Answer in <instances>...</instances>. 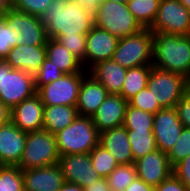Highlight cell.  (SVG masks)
<instances>
[{
  "mask_svg": "<svg viewBox=\"0 0 190 191\" xmlns=\"http://www.w3.org/2000/svg\"><path fill=\"white\" fill-rule=\"evenodd\" d=\"M48 38L86 35L94 25L93 9L73 0H52L40 17Z\"/></svg>",
  "mask_w": 190,
  "mask_h": 191,
  "instance_id": "6da1fadb",
  "label": "cell"
},
{
  "mask_svg": "<svg viewBox=\"0 0 190 191\" xmlns=\"http://www.w3.org/2000/svg\"><path fill=\"white\" fill-rule=\"evenodd\" d=\"M152 65L184 77L190 74V35L153 33Z\"/></svg>",
  "mask_w": 190,
  "mask_h": 191,
  "instance_id": "7a4b0ae2",
  "label": "cell"
},
{
  "mask_svg": "<svg viewBox=\"0 0 190 191\" xmlns=\"http://www.w3.org/2000/svg\"><path fill=\"white\" fill-rule=\"evenodd\" d=\"M55 137L60 156L88 154L99 144L100 133L91 116L78 115L68 127L55 133Z\"/></svg>",
  "mask_w": 190,
  "mask_h": 191,
  "instance_id": "3957f363",
  "label": "cell"
},
{
  "mask_svg": "<svg viewBox=\"0 0 190 191\" xmlns=\"http://www.w3.org/2000/svg\"><path fill=\"white\" fill-rule=\"evenodd\" d=\"M94 26L124 38L144 29L128 10L126 3L104 0L93 9Z\"/></svg>",
  "mask_w": 190,
  "mask_h": 191,
  "instance_id": "277c9868",
  "label": "cell"
},
{
  "mask_svg": "<svg viewBox=\"0 0 190 191\" xmlns=\"http://www.w3.org/2000/svg\"><path fill=\"white\" fill-rule=\"evenodd\" d=\"M112 59L127 69L152 65L153 32L144 28L136 34L120 38Z\"/></svg>",
  "mask_w": 190,
  "mask_h": 191,
  "instance_id": "5b68a950",
  "label": "cell"
},
{
  "mask_svg": "<svg viewBox=\"0 0 190 191\" xmlns=\"http://www.w3.org/2000/svg\"><path fill=\"white\" fill-rule=\"evenodd\" d=\"M59 158L55 134L45 130L27 132L23 156L17 166L22 170L46 167L58 164Z\"/></svg>",
  "mask_w": 190,
  "mask_h": 191,
  "instance_id": "8992f818",
  "label": "cell"
},
{
  "mask_svg": "<svg viewBox=\"0 0 190 191\" xmlns=\"http://www.w3.org/2000/svg\"><path fill=\"white\" fill-rule=\"evenodd\" d=\"M36 91L34 75L13 69L0 59V99L9 109L34 96Z\"/></svg>",
  "mask_w": 190,
  "mask_h": 191,
  "instance_id": "52a82bcc",
  "label": "cell"
},
{
  "mask_svg": "<svg viewBox=\"0 0 190 191\" xmlns=\"http://www.w3.org/2000/svg\"><path fill=\"white\" fill-rule=\"evenodd\" d=\"M147 87L162 108H173L186 93L185 77L152 66Z\"/></svg>",
  "mask_w": 190,
  "mask_h": 191,
  "instance_id": "ba28073f",
  "label": "cell"
},
{
  "mask_svg": "<svg viewBox=\"0 0 190 191\" xmlns=\"http://www.w3.org/2000/svg\"><path fill=\"white\" fill-rule=\"evenodd\" d=\"M88 74L86 70L79 73L63 74L58 80L38 88L36 94L44 106H76L82 79Z\"/></svg>",
  "mask_w": 190,
  "mask_h": 191,
  "instance_id": "9c48e42d",
  "label": "cell"
},
{
  "mask_svg": "<svg viewBox=\"0 0 190 191\" xmlns=\"http://www.w3.org/2000/svg\"><path fill=\"white\" fill-rule=\"evenodd\" d=\"M149 29L153 33L190 35V11L179 0H161L157 16Z\"/></svg>",
  "mask_w": 190,
  "mask_h": 191,
  "instance_id": "30bf717a",
  "label": "cell"
},
{
  "mask_svg": "<svg viewBox=\"0 0 190 191\" xmlns=\"http://www.w3.org/2000/svg\"><path fill=\"white\" fill-rule=\"evenodd\" d=\"M118 41L116 36L93 25L86 34L85 59L81 62L84 70H89L101 61L112 59Z\"/></svg>",
  "mask_w": 190,
  "mask_h": 191,
  "instance_id": "8fae6325",
  "label": "cell"
},
{
  "mask_svg": "<svg viewBox=\"0 0 190 191\" xmlns=\"http://www.w3.org/2000/svg\"><path fill=\"white\" fill-rule=\"evenodd\" d=\"M14 29L21 35L17 44L22 45H46L47 34L44 24L39 16L31 15L25 12L10 9L3 13Z\"/></svg>",
  "mask_w": 190,
  "mask_h": 191,
  "instance_id": "7c38bea8",
  "label": "cell"
},
{
  "mask_svg": "<svg viewBox=\"0 0 190 191\" xmlns=\"http://www.w3.org/2000/svg\"><path fill=\"white\" fill-rule=\"evenodd\" d=\"M183 130L176 108H162L153 118V134L157 149L164 153L174 146Z\"/></svg>",
  "mask_w": 190,
  "mask_h": 191,
  "instance_id": "4fadbf2b",
  "label": "cell"
},
{
  "mask_svg": "<svg viewBox=\"0 0 190 191\" xmlns=\"http://www.w3.org/2000/svg\"><path fill=\"white\" fill-rule=\"evenodd\" d=\"M137 177L146 184L157 187L162 181L173 174L167 153L156 149L134 162Z\"/></svg>",
  "mask_w": 190,
  "mask_h": 191,
  "instance_id": "5bb4252c",
  "label": "cell"
},
{
  "mask_svg": "<svg viewBox=\"0 0 190 191\" xmlns=\"http://www.w3.org/2000/svg\"><path fill=\"white\" fill-rule=\"evenodd\" d=\"M58 164L61 167L65 182L75 183L85 188L89 183L100 178L93 168L89 153L60 156Z\"/></svg>",
  "mask_w": 190,
  "mask_h": 191,
  "instance_id": "9a60e30c",
  "label": "cell"
},
{
  "mask_svg": "<svg viewBox=\"0 0 190 191\" xmlns=\"http://www.w3.org/2000/svg\"><path fill=\"white\" fill-rule=\"evenodd\" d=\"M44 105L35 94L11 109L10 121L25 132L43 130Z\"/></svg>",
  "mask_w": 190,
  "mask_h": 191,
  "instance_id": "2e32d148",
  "label": "cell"
},
{
  "mask_svg": "<svg viewBox=\"0 0 190 191\" xmlns=\"http://www.w3.org/2000/svg\"><path fill=\"white\" fill-rule=\"evenodd\" d=\"M27 132L11 121L0 127V165H18L23 156Z\"/></svg>",
  "mask_w": 190,
  "mask_h": 191,
  "instance_id": "e0dca14e",
  "label": "cell"
},
{
  "mask_svg": "<svg viewBox=\"0 0 190 191\" xmlns=\"http://www.w3.org/2000/svg\"><path fill=\"white\" fill-rule=\"evenodd\" d=\"M24 190L58 191L65 183L59 164L22 170Z\"/></svg>",
  "mask_w": 190,
  "mask_h": 191,
  "instance_id": "ac0fdd59",
  "label": "cell"
},
{
  "mask_svg": "<svg viewBox=\"0 0 190 191\" xmlns=\"http://www.w3.org/2000/svg\"><path fill=\"white\" fill-rule=\"evenodd\" d=\"M128 101L120 95L109 94L91 116L98 132L123 126Z\"/></svg>",
  "mask_w": 190,
  "mask_h": 191,
  "instance_id": "d6986e66",
  "label": "cell"
},
{
  "mask_svg": "<svg viewBox=\"0 0 190 191\" xmlns=\"http://www.w3.org/2000/svg\"><path fill=\"white\" fill-rule=\"evenodd\" d=\"M46 59V45H22L12 47L4 59L13 69L35 75Z\"/></svg>",
  "mask_w": 190,
  "mask_h": 191,
  "instance_id": "ffe728a7",
  "label": "cell"
},
{
  "mask_svg": "<svg viewBox=\"0 0 190 191\" xmlns=\"http://www.w3.org/2000/svg\"><path fill=\"white\" fill-rule=\"evenodd\" d=\"M109 92L100 82L87 74L81 82L76 108L80 116H92Z\"/></svg>",
  "mask_w": 190,
  "mask_h": 191,
  "instance_id": "44dd1931",
  "label": "cell"
},
{
  "mask_svg": "<svg viewBox=\"0 0 190 191\" xmlns=\"http://www.w3.org/2000/svg\"><path fill=\"white\" fill-rule=\"evenodd\" d=\"M99 144L116 159L119 165L134 163L127 129L124 126L101 132Z\"/></svg>",
  "mask_w": 190,
  "mask_h": 191,
  "instance_id": "7402d4cb",
  "label": "cell"
},
{
  "mask_svg": "<svg viewBox=\"0 0 190 191\" xmlns=\"http://www.w3.org/2000/svg\"><path fill=\"white\" fill-rule=\"evenodd\" d=\"M88 71V74L100 82L109 94L121 96L127 68L120 66L113 59H108L95 64Z\"/></svg>",
  "mask_w": 190,
  "mask_h": 191,
  "instance_id": "603a6c76",
  "label": "cell"
},
{
  "mask_svg": "<svg viewBox=\"0 0 190 191\" xmlns=\"http://www.w3.org/2000/svg\"><path fill=\"white\" fill-rule=\"evenodd\" d=\"M46 58L53 62L55 67H59L64 74L84 71L81 61L54 38L47 39Z\"/></svg>",
  "mask_w": 190,
  "mask_h": 191,
  "instance_id": "cb8c5ba5",
  "label": "cell"
},
{
  "mask_svg": "<svg viewBox=\"0 0 190 191\" xmlns=\"http://www.w3.org/2000/svg\"><path fill=\"white\" fill-rule=\"evenodd\" d=\"M78 115L76 106H44L43 130L55 134L68 127Z\"/></svg>",
  "mask_w": 190,
  "mask_h": 191,
  "instance_id": "d4e9b609",
  "label": "cell"
},
{
  "mask_svg": "<svg viewBox=\"0 0 190 191\" xmlns=\"http://www.w3.org/2000/svg\"><path fill=\"white\" fill-rule=\"evenodd\" d=\"M153 65H142L139 67L128 68L124 84L121 90V96L125 100L131 99L142 89L147 87V81Z\"/></svg>",
  "mask_w": 190,
  "mask_h": 191,
  "instance_id": "484cf974",
  "label": "cell"
},
{
  "mask_svg": "<svg viewBox=\"0 0 190 191\" xmlns=\"http://www.w3.org/2000/svg\"><path fill=\"white\" fill-rule=\"evenodd\" d=\"M161 0H127L128 10L143 28H150L157 16Z\"/></svg>",
  "mask_w": 190,
  "mask_h": 191,
  "instance_id": "4316f807",
  "label": "cell"
},
{
  "mask_svg": "<svg viewBox=\"0 0 190 191\" xmlns=\"http://www.w3.org/2000/svg\"><path fill=\"white\" fill-rule=\"evenodd\" d=\"M134 162L157 149L153 130H127Z\"/></svg>",
  "mask_w": 190,
  "mask_h": 191,
  "instance_id": "83f0119b",
  "label": "cell"
},
{
  "mask_svg": "<svg viewBox=\"0 0 190 191\" xmlns=\"http://www.w3.org/2000/svg\"><path fill=\"white\" fill-rule=\"evenodd\" d=\"M136 177V168L133 163L118 165L106 179L110 190L124 191Z\"/></svg>",
  "mask_w": 190,
  "mask_h": 191,
  "instance_id": "f1b7e54d",
  "label": "cell"
},
{
  "mask_svg": "<svg viewBox=\"0 0 190 191\" xmlns=\"http://www.w3.org/2000/svg\"><path fill=\"white\" fill-rule=\"evenodd\" d=\"M93 168L99 177L107 178L119 165L116 159L101 145L98 144L90 152Z\"/></svg>",
  "mask_w": 190,
  "mask_h": 191,
  "instance_id": "f546056e",
  "label": "cell"
},
{
  "mask_svg": "<svg viewBox=\"0 0 190 191\" xmlns=\"http://www.w3.org/2000/svg\"><path fill=\"white\" fill-rule=\"evenodd\" d=\"M154 114L127 105L123 126L127 130H153Z\"/></svg>",
  "mask_w": 190,
  "mask_h": 191,
  "instance_id": "4dcf8cb0",
  "label": "cell"
},
{
  "mask_svg": "<svg viewBox=\"0 0 190 191\" xmlns=\"http://www.w3.org/2000/svg\"><path fill=\"white\" fill-rule=\"evenodd\" d=\"M22 169L17 165H0V191H23Z\"/></svg>",
  "mask_w": 190,
  "mask_h": 191,
  "instance_id": "1f68e13d",
  "label": "cell"
},
{
  "mask_svg": "<svg viewBox=\"0 0 190 191\" xmlns=\"http://www.w3.org/2000/svg\"><path fill=\"white\" fill-rule=\"evenodd\" d=\"M21 35L4 14H0V59L4 60Z\"/></svg>",
  "mask_w": 190,
  "mask_h": 191,
  "instance_id": "d6a6232c",
  "label": "cell"
},
{
  "mask_svg": "<svg viewBox=\"0 0 190 191\" xmlns=\"http://www.w3.org/2000/svg\"><path fill=\"white\" fill-rule=\"evenodd\" d=\"M190 155V128L183 127L174 146L168 151L167 157L169 163L174 167L181 160Z\"/></svg>",
  "mask_w": 190,
  "mask_h": 191,
  "instance_id": "836d02e7",
  "label": "cell"
},
{
  "mask_svg": "<svg viewBox=\"0 0 190 191\" xmlns=\"http://www.w3.org/2000/svg\"><path fill=\"white\" fill-rule=\"evenodd\" d=\"M128 105L152 114H156L162 109L157 100L154 99V96L148 87H145L139 93L129 99Z\"/></svg>",
  "mask_w": 190,
  "mask_h": 191,
  "instance_id": "e575fe53",
  "label": "cell"
},
{
  "mask_svg": "<svg viewBox=\"0 0 190 191\" xmlns=\"http://www.w3.org/2000/svg\"><path fill=\"white\" fill-rule=\"evenodd\" d=\"M65 48L68 49L81 62L85 59L86 35H60L56 38Z\"/></svg>",
  "mask_w": 190,
  "mask_h": 191,
  "instance_id": "d590c367",
  "label": "cell"
},
{
  "mask_svg": "<svg viewBox=\"0 0 190 191\" xmlns=\"http://www.w3.org/2000/svg\"><path fill=\"white\" fill-rule=\"evenodd\" d=\"M63 74L59 67H55L53 62L46 58L39 71L34 75L36 90L43 85L58 80Z\"/></svg>",
  "mask_w": 190,
  "mask_h": 191,
  "instance_id": "8d00e7d4",
  "label": "cell"
},
{
  "mask_svg": "<svg viewBox=\"0 0 190 191\" xmlns=\"http://www.w3.org/2000/svg\"><path fill=\"white\" fill-rule=\"evenodd\" d=\"M52 0H13V9L41 17Z\"/></svg>",
  "mask_w": 190,
  "mask_h": 191,
  "instance_id": "74e56055",
  "label": "cell"
},
{
  "mask_svg": "<svg viewBox=\"0 0 190 191\" xmlns=\"http://www.w3.org/2000/svg\"><path fill=\"white\" fill-rule=\"evenodd\" d=\"M175 108L183 127L190 128V95L185 93Z\"/></svg>",
  "mask_w": 190,
  "mask_h": 191,
  "instance_id": "f35d334b",
  "label": "cell"
},
{
  "mask_svg": "<svg viewBox=\"0 0 190 191\" xmlns=\"http://www.w3.org/2000/svg\"><path fill=\"white\" fill-rule=\"evenodd\" d=\"M173 174L190 190V155L173 167Z\"/></svg>",
  "mask_w": 190,
  "mask_h": 191,
  "instance_id": "ab89813d",
  "label": "cell"
},
{
  "mask_svg": "<svg viewBox=\"0 0 190 191\" xmlns=\"http://www.w3.org/2000/svg\"><path fill=\"white\" fill-rule=\"evenodd\" d=\"M155 191H190L174 174L162 181Z\"/></svg>",
  "mask_w": 190,
  "mask_h": 191,
  "instance_id": "60d3db41",
  "label": "cell"
},
{
  "mask_svg": "<svg viewBox=\"0 0 190 191\" xmlns=\"http://www.w3.org/2000/svg\"><path fill=\"white\" fill-rule=\"evenodd\" d=\"M85 191H110L108 181L106 178L100 177L96 181L89 183L88 186L84 188Z\"/></svg>",
  "mask_w": 190,
  "mask_h": 191,
  "instance_id": "b9f144b4",
  "label": "cell"
},
{
  "mask_svg": "<svg viewBox=\"0 0 190 191\" xmlns=\"http://www.w3.org/2000/svg\"><path fill=\"white\" fill-rule=\"evenodd\" d=\"M124 191H155V187L146 184L143 180L136 177L132 184Z\"/></svg>",
  "mask_w": 190,
  "mask_h": 191,
  "instance_id": "7bdbcfd3",
  "label": "cell"
},
{
  "mask_svg": "<svg viewBox=\"0 0 190 191\" xmlns=\"http://www.w3.org/2000/svg\"><path fill=\"white\" fill-rule=\"evenodd\" d=\"M11 109H9L0 99V127L10 121Z\"/></svg>",
  "mask_w": 190,
  "mask_h": 191,
  "instance_id": "ee69618b",
  "label": "cell"
},
{
  "mask_svg": "<svg viewBox=\"0 0 190 191\" xmlns=\"http://www.w3.org/2000/svg\"><path fill=\"white\" fill-rule=\"evenodd\" d=\"M58 191H85L83 187L79 186L78 184L65 182L61 189Z\"/></svg>",
  "mask_w": 190,
  "mask_h": 191,
  "instance_id": "f6af8a7d",
  "label": "cell"
},
{
  "mask_svg": "<svg viewBox=\"0 0 190 191\" xmlns=\"http://www.w3.org/2000/svg\"><path fill=\"white\" fill-rule=\"evenodd\" d=\"M74 2H78L81 5H84L86 7L94 9L96 6H98L100 3H102L104 0H73Z\"/></svg>",
  "mask_w": 190,
  "mask_h": 191,
  "instance_id": "bcb514c9",
  "label": "cell"
},
{
  "mask_svg": "<svg viewBox=\"0 0 190 191\" xmlns=\"http://www.w3.org/2000/svg\"><path fill=\"white\" fill-rule=\"evenodd\" d=\"M13 9V0H0V14Z\"/></svg>",
  "mask_w": 190,
  "mask_h": 191,
  "instance_id": "7dc6e473",
  "label": "cell"
},
{
  "mask_svg": "<svg viewBox=\"0 0 190 191\" xmlns=\"http://www.w3.org/2000/svg\"><path fill=\"white\" fill-rule=\"evenodd\" d=\"M186 93L190 95V74L185 77Z\"/></svg>",
  "mask_w": 190,
  "mask_h": 191,
  "instance_id": "c3c4849f",
  "label": "cell"
},
{
  "mask_svg": "<svg viewBox=\"0 0 190 191\" xmlns=\"http://www.w3.org/2000/svg\"><path fill=\"white\" fill-rule=\"evenodd\" d=\"M190 11V0H179Z\"/></svg>",
  "mask_w": 190,
  "mask_h": 191,
  "instance_id": "681fc988",
  "label": "cell"
},
{
  "mask_svg": "<svg viewBox=\"0 0 190 191\" xmlns=\"http://www.w3.org/2000/svg\"><path fill=\"white\" fill-rule=\"evenodd\" d=\"M111 2H115V3H126L127 0H109Z\"/></svg>",
  "mask_w": 190,
  "mask_h": 191,
  "instance_id": "f907efd6",
  "label": "cell"
}]
</instances>
